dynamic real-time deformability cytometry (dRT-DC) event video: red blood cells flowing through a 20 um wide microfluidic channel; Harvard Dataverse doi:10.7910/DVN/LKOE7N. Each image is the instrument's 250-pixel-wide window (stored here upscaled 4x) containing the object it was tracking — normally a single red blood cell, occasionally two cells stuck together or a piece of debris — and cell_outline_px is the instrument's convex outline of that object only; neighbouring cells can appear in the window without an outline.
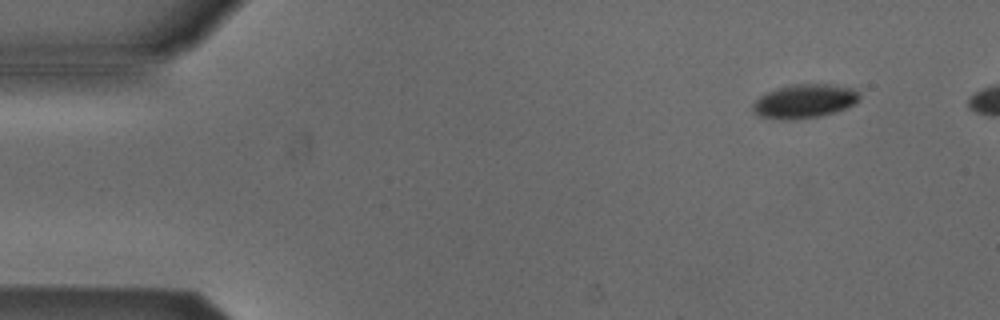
{"species": "Egyptian fruit bat (a non-hibernating species)", "species_latin": "Rousettus aegyptiacus", "temperature_condition": "cold", "stored_images_in_passage": 5, "camera_frame_rate_fps": 3000, "um_per_image_px": 0.085, "animal": {"sex": "male"}, "frame": {"image": 1, "passage_image": 1, "time_ms": 0.0, "image_size_px": [1000, 320], "cell_outline_px": [[860, 100], [856, 104], [820, 116], [792, 120], [780, 120], [756, 116], [752, 108], [752, 104], [760, 96], [768, 92], [792, 84], [832, 84], [856, 88], [860, 92]], "centroid_in_image_um": [68.4, 8.6], "position_along_channel_um": 16.6, "area_um2": 21.27}}